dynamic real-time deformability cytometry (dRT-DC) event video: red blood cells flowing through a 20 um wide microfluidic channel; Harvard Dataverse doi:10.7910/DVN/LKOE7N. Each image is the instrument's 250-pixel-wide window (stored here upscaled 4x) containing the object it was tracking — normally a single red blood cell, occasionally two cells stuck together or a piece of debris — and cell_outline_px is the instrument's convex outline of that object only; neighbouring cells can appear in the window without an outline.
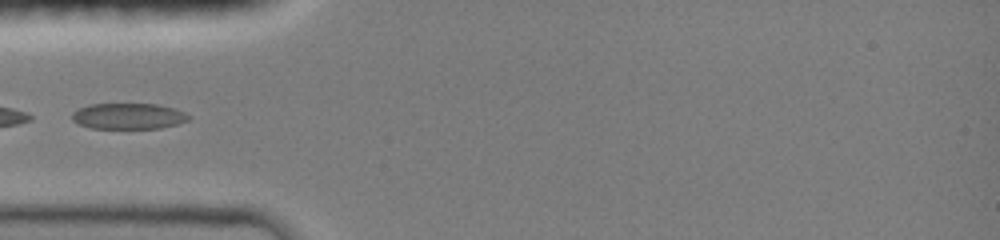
{"species": "common noctule bat (a hibernating species)", "species_latin": "Nyctalus noctula", "temperature_condition": "room temperature", "stored_images_in_passage": 20, "camera_frame_rate_fps": 3000, "um_per_image_px": 0.085, "animal": {"sex": "female", "body_mass_g": 19.0, "forearm_length_mm": 51.5}, "frame": {"image": 1, "passage_image": 1, "time_ms": 0.0, "image_size_px": [1000, 240], "cell_outline_px": [[192, 116], [188, 120], [176, 124], [160, 128], [92, 128], [80, 124], [72, 120], [72, 112], [88, 104], [156, 104], [172, 108], [184, 112]], "centroid_in_image_um": [10.91, 9.87], "position_along_channel_um": 74.1, "area_um2": 17.46}}
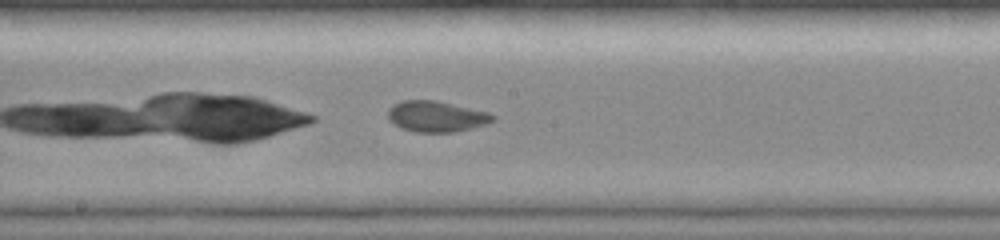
{"frame": {"image": 2, "passage_image": 6, "time_ms": 3.333, "image_size_px": [1000, 240], "cell_outline_px": [[496, 120], [488, 124], [456, 132], [416, 132], [400, 128], [392, 124], [388, 120], [388, 108], [392, 104], [404, 100], [436, 100], [488, 112], [496, 116]], "centroid_in_image_um": [37.08, 9.9], "position_along_channel_um": 211.1, "area_um2": 19.19}}
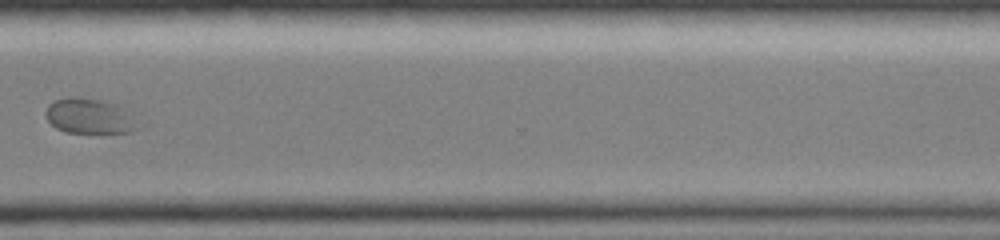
{"frame": {"image": 3, "passage_image": 12, "time_ms": 7.0, "image_size_px": [1000, 240], "cell_outline_px": [[148, 124], [132, 132], [64, 132], [56, 128], [48, 120], [44, 112], [48, 104], [56, 100], [68, 96], [100, 100], [112, 104], [148, 120]], "centroid_in_image_um": [7.77, 9.89], "position_along_channel_um": 362.8, "area_um2": 19.54}}